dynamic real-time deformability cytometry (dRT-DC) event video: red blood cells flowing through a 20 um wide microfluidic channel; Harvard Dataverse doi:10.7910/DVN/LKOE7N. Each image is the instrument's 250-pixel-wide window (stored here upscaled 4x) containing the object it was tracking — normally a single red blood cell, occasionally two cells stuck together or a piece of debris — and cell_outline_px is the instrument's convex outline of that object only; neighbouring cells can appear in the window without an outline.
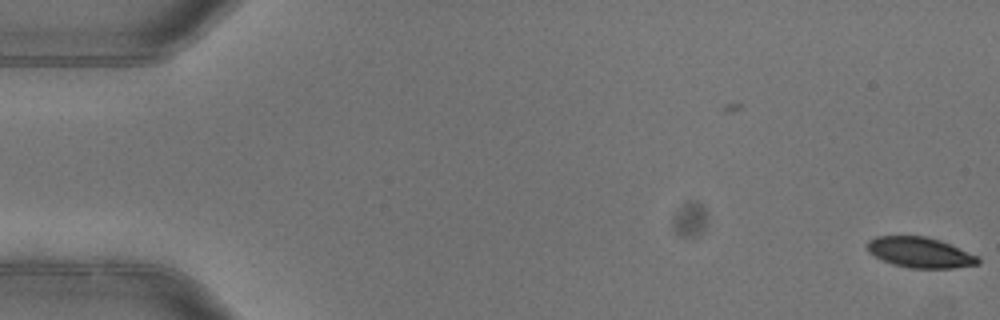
{"species": "common noctule bat (a hibernating species)", "species_latin": "Nyctalus noctula", "temperature_condition": "warm", "stored_images_in_passage": 5, "camera_frame_rate_fps": 3000, "um_per_image_px": 0.085, "animal": {"sex": "female"}, "frame": {"image": 1, "passage_image": 1, "time_ms": 0.0, "image_size_px": [1000, 320], "cell_outline_px": [[980, 264], [956, 268], [908, 268], [892, 264], [880, 260], [868, 252], [868, 240], [876, 236], [928, 236], [940, 240], [976, 256], [980, 260]], "centroid_in_image_um": [78.17, 21.47], "position_along_channel_um": 6.8, "area_um2": 19.71}}
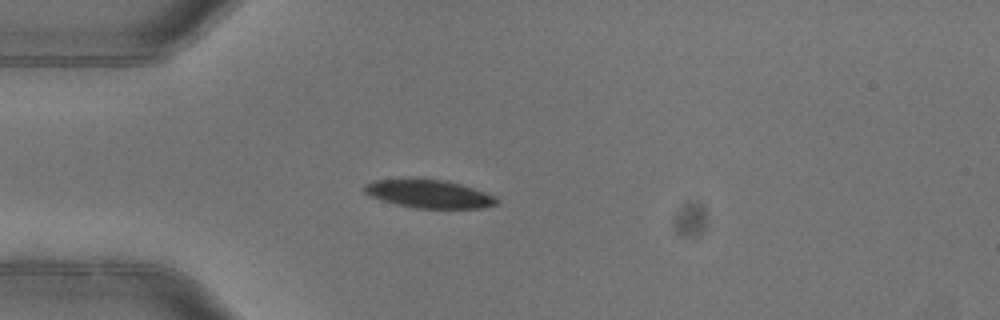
{"frame": {"image": 2, "passage_image": 4, "time_ms": 1.0, "image_size_px": [1000, 320], "cell_outline_px": [[496, 204], [480, 208], [412, 208], [396, 204], [368, 196], [364, 192], [364, 184], [376, 180], [416, 176], [448, 180], [484, 192], [492, 196], [496, 200]], "centroid_in_image_um": [36.35, 16.44], "position_along_channel_um": 48.7, "area_um2": 22.2}}